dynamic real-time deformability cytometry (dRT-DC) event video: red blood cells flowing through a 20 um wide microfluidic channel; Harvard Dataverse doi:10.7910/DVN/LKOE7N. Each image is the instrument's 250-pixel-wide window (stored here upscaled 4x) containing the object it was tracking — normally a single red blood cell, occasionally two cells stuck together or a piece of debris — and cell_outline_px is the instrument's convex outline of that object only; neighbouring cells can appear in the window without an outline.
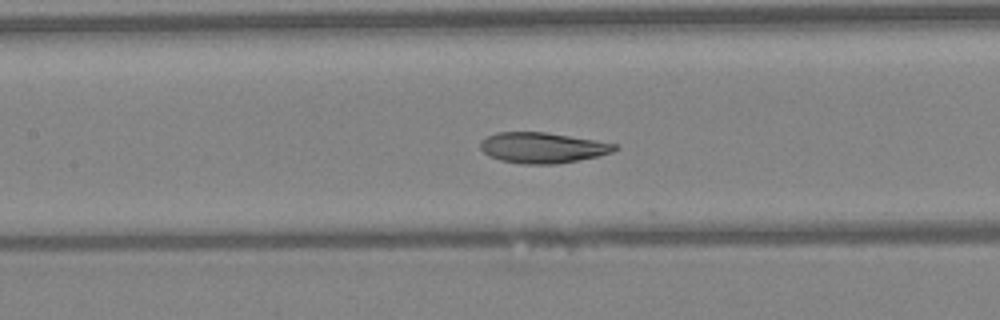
{"species": "Egyptian fruit bat (a non-hibernating species)", "species_latin": "Rousettus aegyptiacus", "temperature_condition": "warm", "stored_images_in_passage": 13, "camera_frame_rate_fps": 3000, "um_per_image_px": 0.085, "animal": {"sex": "female"}, "frame": {"image": 1, "passage_image": 11, "time_ms": 3.333, "image_size_px": [1000, 320], "cell_outline_px": [[620, 148], [612, 152], [596, 156], [556, 164], [520, 164], [500, 160], [484, 152], [480, 148], [480, 140], [496, 132], [544, 132], [596, 140], [616, 144]], "centroid_in_image_um": [46.1, 12.55], "position_along_channel_um": 161.3, "area_um2": 23.81}}